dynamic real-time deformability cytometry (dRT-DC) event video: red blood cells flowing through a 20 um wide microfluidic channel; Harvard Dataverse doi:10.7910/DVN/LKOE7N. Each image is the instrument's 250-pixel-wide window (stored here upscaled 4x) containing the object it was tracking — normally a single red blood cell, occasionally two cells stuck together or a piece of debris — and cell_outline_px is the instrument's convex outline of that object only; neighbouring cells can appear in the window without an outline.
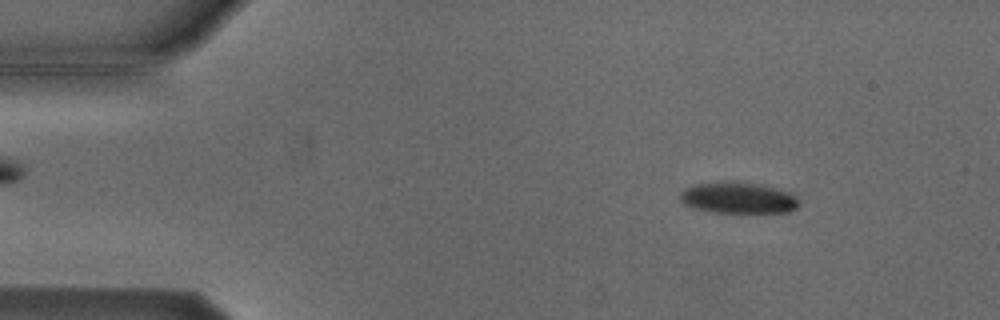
{"species": "Egyptian fruit bat (a non-hibernating species)", "species_latin": "Rousettus aegyptiacus", "temperature_condition": "cold", "stored_images_in_passage": 3, "camera_frame_rate_fps": 3000, "um_per_image_px": 0.085, "animal": {"sex": "male"}, "frame": {"image": 1, "passage_image": 1, "time_ms": 0.0, "image_size_px": [1000, 320], "cell_outline_px": [[800, 204], [796, 208], [788, 212], [712, 212], [692, 208], [684, 204], [680, 200], [680, 192], [684, 188], [692, 184], [732, 180], [764, 184], [788, 192]], "centroid_in_image_um": [62.67, 16.79], "position_along_channel_um": 22.3, "area_um2": 21.91}}